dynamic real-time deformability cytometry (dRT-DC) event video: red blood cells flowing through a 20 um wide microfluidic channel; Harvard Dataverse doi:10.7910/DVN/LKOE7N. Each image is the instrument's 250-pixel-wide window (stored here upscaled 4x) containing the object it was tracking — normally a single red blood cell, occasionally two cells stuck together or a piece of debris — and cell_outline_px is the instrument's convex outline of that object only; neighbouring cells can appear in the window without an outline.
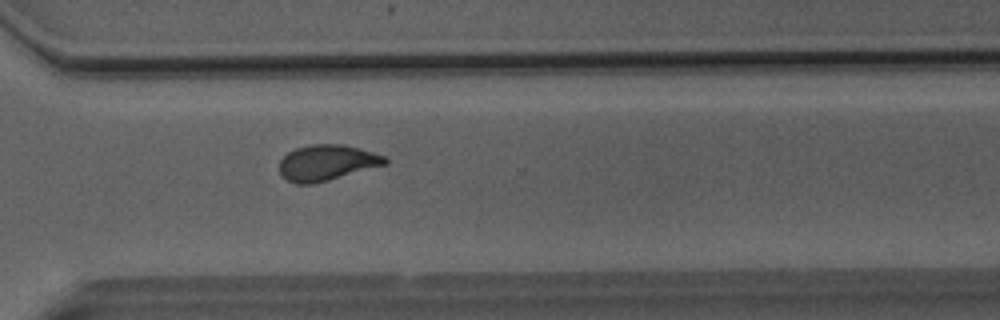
{"species": "Egyptian fruit bat (a non-hibernating species)", "species_latin": "Rousettus aegyptiacus", "temperature_condition": "room temperature", "stored_images_in_passage": 51, "camera_frame_rate_fps": 3000, "um_per_image_px": 0.085, "animal": {"sex": "male"}, "frame": {"image": 1, "passage_image": 37, "time_ms": 12.0, "image_size_px": [1000, 320], "cell_outline_px": [[388, 164], [328, 180], [312, 184], [296, 184], [288, 180], [280, 172], [280, 160], [288, 152], [296, 148], [312, 144], [344, 144], [372, 152], [384, 156], [388, 160]], "centroid_in_image_um": [27.79, 13.82], "position_along_channel_um": 342.8, "area_um2": 21.85}}
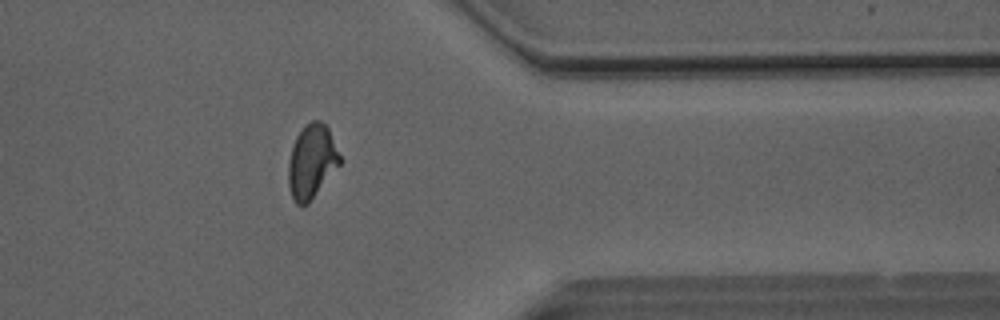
{"frame": {"image": 2, "passage_image": 41, "time_ms": 13.333, "image_size_px": [1000, 320], "cell_outline_px": [[344, 160], [308, 204], [296, 204], [292, 196], [288, 184], [288, 164], [292, 148], [296, 136], [312, 120], [320, 120], [328, 128]], "centroid_in_image_um": [26.53, 13.73], "position_along_channel_um": 384.9, "area_um2": 22.14}}
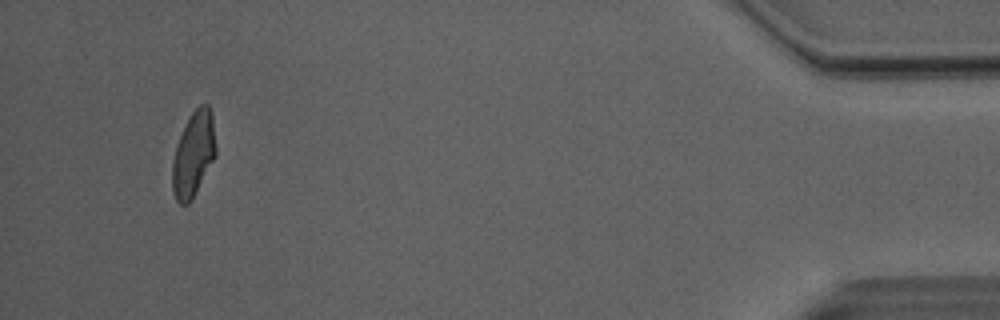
{"frame": {"image": 3, "passage_image": 48, "time_ms": 15.667, "image_size_px": [1000, 320], "cell_outline_px": [[216, 156], [192, 200], [188, 204], [180, 204], [176, 200], [172, 188], [172, 164], [176, 148], [180, 136], [192, 112], [200, 104], [208, 104], [212, 112], [216, 148]], "centroid_in_image_um": [16.46, 13.12], "position_along_channel_um": 418.7, "area_um2": 21.44}, "authors_computed_cell_mechanics": {"area_um2": 22.3686, "velocity_mm_per_s": 4.0879, "shape_relaxation_time_tau1_ms": 6.5778, "shape_relaxation_time_tau2_ms": 1.2867, "deformation_change_tau1": 0.1772, "deformation_change_tau2": 0.0738}}